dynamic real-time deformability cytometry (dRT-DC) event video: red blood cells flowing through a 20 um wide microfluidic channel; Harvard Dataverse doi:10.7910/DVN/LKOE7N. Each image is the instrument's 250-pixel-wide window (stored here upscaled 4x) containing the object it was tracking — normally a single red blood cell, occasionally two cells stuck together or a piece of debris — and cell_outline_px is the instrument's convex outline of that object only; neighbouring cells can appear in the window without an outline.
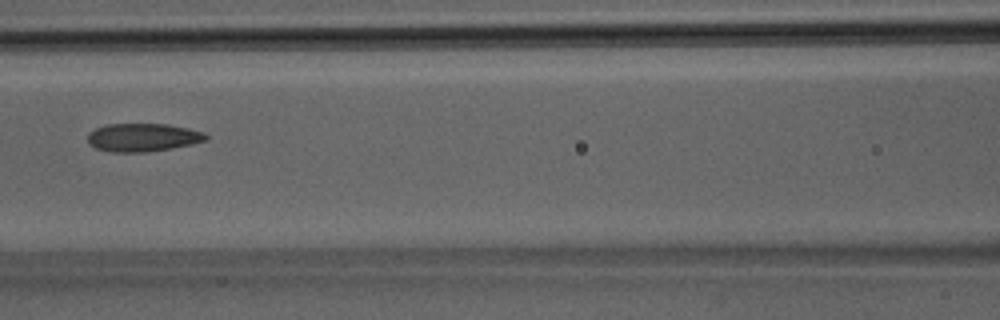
{"species": "Egyptian fruit bat (a non-hibernating species)", "species_latin": "Rousettus aegyptiacus", "temperature_condition": "room temperature", "stored_images_in_passage": 37, "camera_frame_rate_fps": 3000, "um_per_image_px": 0.085, "animal": {"sex": "male"}, "frame": {"image": 1, "passage_image": 16, "time_ms": 5.0, "image_size_px": [1000, 320], "cell_outline_px": [[208, 140], [192, 144], [172, 148], [148, 152], [112, 152], [96, 148], [88, 144], [88, 132], [96, 128], [108, 124], [168, 124], [188, 128], [204, 132], [208, 136]], "centroid_in_image_um": [12.15, 11.68], "position_along_channel_um": 154.4, "area_um2": 19.54}}
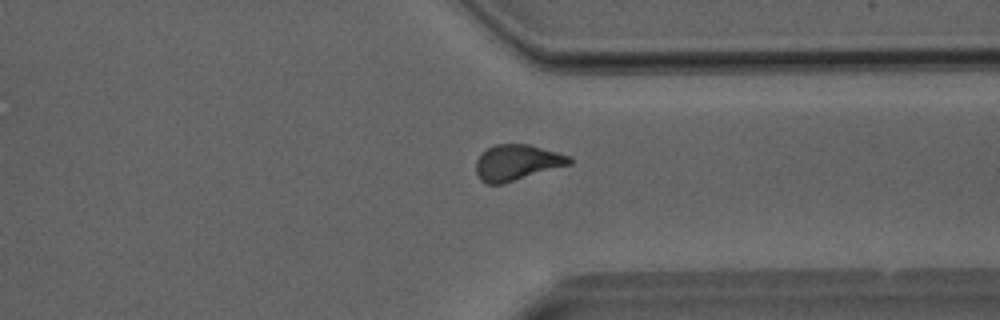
{"frame": {"image": 2, "passage_image": 28, "time_ms": 9.0, "image_size_px": [1000, 320], "cell_outline_px": [[572, 164], [504, 184], [488, 184], [480, 180], [476, 172], [476, 160], [488, 148], [496, 144], [528, 144], [556, 152], [568, 156], [572, 160]], "centroid_in_image_um": [43.94, 13.83], "position_along_channel_um": 367.5, "area_um2": 19.42}}
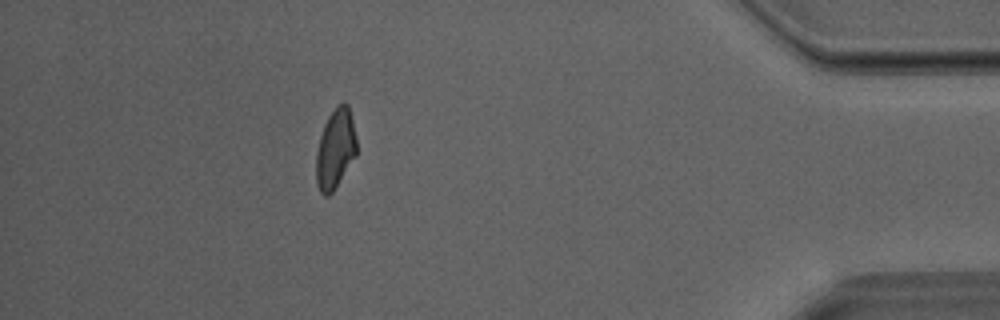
{"frame": {"image": 3, "passage_image": 33, "time_ms": 10.667, "image_size_px": [1000, 320], "cell_outline_px": [[356, 156], [332, 192], [328, 196], [324, 196], [320, 192], [316, 184], [316, 152], [320, 136], [324, 124], [328, 116], [344, 100], [348, 104], [356, 136]], "centroid_in_image_um": [28.49, 12.67], "position_along_channel_um": 406.7, "area_um2": 18.73}}